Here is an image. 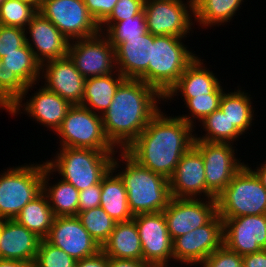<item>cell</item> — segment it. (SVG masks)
<instances>
[{"label":"cell","instance_id":"e575fe53","mask_svg":"<svg viewBox=\"0 0 266 267\" xmlns=\"http://www.w3.org/2000/svg\"><path fill=\"white\" fill-rule=\"evenodd\" d=\"M77 217L100 247L107 242L116 224L101 206L79 212Z\"/></svg>","mask_w":266,"mask_h":267},{"label":"cell","instance_id":"ee69618b","mask_svg":"<svg viewBox=\"0 0 266 267\" xmlns=\"http://www.w3.org/2000/svg\"><path fill=\"white\" fill-rule=\"evenodd\" d=\"M101 183L79 191L78 213L100 206Z\"/></svg>","mask_w":266,"mask_h":267},{"label":"cell","instance_id":"9a60e30c","mask_svg":"<svg viewBox=\"0 0 266 267\" xmlns=\"http://www.w3.org/2000/svg\"><path fill=\"white\" fill-rule=\"evenodd\" d=\"M133 219L140 236L143 261L168 266L173 263V267H179L173 262V240L163 211L137 214Z\"/></svg>","mask_w":266,"mask_h":267},{"label":"cell","instance_id":"c3c4849f","mask_svg":"<svg viewBox=\"0 0 266 267\" xmlns=\"http://www.w3.org/2000/svg\"><path fill=\"white\" fill-rule=\"evenodd\" d=\"M257 176V178L260 180L261 184L266 188V156L264 159V162L259 163L256 165V168H252V166L248 165V163H245Z\"/></svg>","mask_w":266,"mask_h":267},{"label":"cell","instance_id":"7a4b0ae2","mask_svg":"<svg viewBox=\"0 0 266 267\" xmlns=\"http://www.w3.org/2000/svg\"><path fill=\"white\" fill-rule=\"evenodd\" d=\"M163 101L164 97L143 80L125 79L102 115L107 139L117 150H125L162 109Z\"/></svg>","mask_w":266,"mask_h":267},{"label":"cell","instance_id":"30bf717a","mask_svg":"<svg viewBox=\"0 0 266 267\" xmlns=\"http://www.w3.org/2000/svg\"><path fill=\"white\" fill-rule=\"evenodd\" d=\"M193 146L203 157L206 199H216L229 185L235 174L245 165V162L238 158L236 155L238 149L231 143L194 140Z\"/></svg>","mask_w":266,"mask_h":267},{"label":"cell","instance_id":"8992f818","mask_svg":"<svg viewBox=\"0 0 266 267\" xmlns=\"http://www.w3.org/2000/svg\"><path fill=\"white\" fill-rule=\"evenodd\" d=\"M46 163L32 162L7 167L0 173V219L12 220L42 192Z\"/></svg>","mask_w":266,"mask_h":267},{"label":"cell","instance_id":"f907efd6","mask_svg":"<svg viewBox=\"0 0 266 267\" xmlns=\"http://www.w3.org/2000/svg\"><path fill=\"white\" fill-rule=\"evenodd\" d=\"M20 1L33 5L37 10L40 9L42 3V0H20Z\"/></svg>","mask_w":266,"mask_h":267},{"label":"cell","instance_id":"7c38bea8","mask_svg":"<svg viewBox=\"0 0 266 267\" xmlns=\"http://www.w3.org/2000/svg\"><path fill=\"white\" fill-rule=\"evenodd\" d=\"M38 12L70 41L100 33V25L89 13L84 0H42Z\"/></svg>","mask_w":266,"mask_h":267},{"label":"cell","instance_id":"60d3db41","mask_svg":"<svg viewBox=\"0 0 266 267\" xmlns=\"http://www.w3.org/2000/svg\"><path fill=\"white\" fill-rule=\"evenodd\" d=\"M198 266L200 267H244L242 256L230 251L224 245L214 251Z\"/></svg>","mask_w":266,"mask_h":267},{"label":"cell","instance_id":"d4e9b609","mask_svg":"<svg viewBox=\"0 0 266 267\" xmlns=\"http://www.w3.org/2000/svg\"><path fill=\"white\" fill-rule=\"evenodd\" d=\"M54 172L47 166L44 167L42 180V192L46 195L48 203L55 217L57 216H77L79 206V190L72 184L55 177ZM50 182V183H49Z\"/></svg>","mask_w":266,"mask_h":267},{"label":"cell","instance_id":"4fadbf2b","mask_svg":"<svg viewBox=\"0 0 266 267\" xmlns=\"http://www.w3.org/2000/svg\"><path fill=\"white\" fill-rule=\"evenodd\" d=\"M223 245V220L216 214L207 224L173 240V261L197 267Z\"/></svg>","mask_w":266,"mask_h":267},{"label":"cell","instance_id":"2e32d148","mask_svg":"<svg viewBox=\"0 0 266 267\" xmlns=\"http://www.w3.org/2000/svg\"><path fill=\"white\" fill-rule=\"evenodd\" d=\"M163 214L174 240L207 224L217 214V200L172 197Z\"/></svg>","mask_w":266,"mask_h":267},{"label":"cell","instance_id":"7dc6e473","mask_svg":"<svg viewBox=\"0 0 266 267\" xmlns=\"http://www.w3.org/2000/svg\"><path fill=\"white\" fill-rule=\"evenodd\" d=\"M146 264L143 260L108 257V267H144Z\"/></svg>","mask_w":266,"mask_h":267},{"label":"cell","instance_id":"ab89813d","mask_svg":"<svg viewBox=\"0 0 266 267\" xmlns=\"http://www.w3.org/2000/svg\"><path fill=\"white\" fill-rule=\"evenodd\" d=\"M26 44L25 30L0 24V59Z\"/></svg>","mask_w":266,"mask_h":267},{"label":"cell","instance_id":"5bb4252c","mask_svg":"<svg viewBox=\"0 0 266 267\" xmlns=\"http://www.w3.org/2000/svg\"><path fill=\"white\" fill-rule=\"evenodd\" d=\"M68 56L85 79L117 71L114 47L101 32L70 41Z\"/></svg>","mask_w":266,"mask_h":267},{"label":"cell","instance_id":"d6986e66","mask_svg":"<svg viewBox=\"0 0 266 267\" xmlns=\"http://www.w3.org/2000/svg\"><path fill=\"white\" fill-rule=\"evenodd\" d=\"M40 81L46 89L57 93L71 105H81L86 79L69 56L41 64Z\"/></svg>","mask_w":266,"mask_h":267},{"label":"cell","instance_id":"836d02e7","mask_svg":"<svg viewBox=\"0 0 266 267\" xmlns=\"http://www.w3.org/2000/svg\"><path fill=\"white\" fill-rule=\"evenodd\" d=\"M100 32L103 33L115 47L127 38L140 37L147 32L145 13L130 17L116 23H101Z\"/></svg>","mask_w":266,"mask_h":267},{"label":"cell","instance_id":"816d5d0a","mask_svg":"<svg viewBox=\"0 0 266 267\" xmlns=\"http://www.w3.org/2000/svg\"><path fill=\"white\" fill-rule=\"evenodd\" d=\"M144 267H173V266L172 265L168 266L163 264H146Z\"/></svg>","mask_w":266,"mask_h":267},{"label":"cell","instance_id":"44dd1931","mask_svg":"<svg viewBox=\"0 0 266 267\" xmlns=\"http://www.w3.org/2000/svg\"><path fill=\"white\" fill-rule=\"evenodd\" d=\"M25 33L27 45L41 64L68 56L70 40L40 12L32 17Z\"/></svg>","mask_w":266,"mask_h":267},{"label":"cell","instance_id":"cb8c5ba5","mask_svg":"<svg viewBox=\"0 0 266 267\" xmlns=\"http://www.w3.org/2000/svg\"><path fill=\"white\" fill-rule=\"evenodd\" d=\"M41 238L14 219H1L0 258L34 263Z\"/></svg>","mask_w":266,"mask_h":267},{"label":"cell","instance_id":"6da1fadb","mask_svg":"<svg viewBox=\"0 0 266 267\" xmlns=\"http://www.w3.org/2000/svg\"><path fill=\"white\" fill-rule=\"evenodd\" d=\"M165 113L161 109L124 151L141 166L169 179L194 145L195 128L178 115Z\"/></svg>","mask_w":266,"mask_h":267},{"label":"cell","instance_id":"7402d4cb","mask_svg":"<svg viewBox=\"0 0 266 267\" xmlns=\"http://www.w3.org/2000/svg\"><path fill=\"white\" fill-rule=\"evenodd\" d=\"M168 180L173 198L206 199L203 157L194 146L183 154Z\"/></svg>","mask_w":266,"mask_h":267},{"label":"cell","instance_id":"277c9868","mask_svg":"<svg viewBox=\"0 0 266 267\" xmlns=\"http://www.w3.org/2000/svg\"><path fill=\"white\" fill-rule=\"evenodd\" d=\"M52 157L45 160L46 166L62 180L82 191L101 183L112 168L117 151H99L89 148L60 147ZM58 172V173H57Z\"/></svg>","mask_w":266,"mask_h":267},{"label":"cell","instance_id":"b9f144b4","mask_svg":"<svg viewBox=\"0 0 266 267\" xmlns=\"http://www.w3.org/2000/svg\"><path fill=\"white\" fill-rule=\"evenodd\" d=\"M145 0H118L113 11L102 23H116L143 11Z\"/></svg>","mask_w":266,"mask_h":267},{"label":"cell","instance_id":"f546056e","mask_svg":"<svg viewBox=\"0 0 266 267\" xmlns=\"http://www.w3.org/2000/svg\"><path fill=\"white\" fill-rule=\"evenodd\" d=\"M246 0H194V21L200 28H219L227 25L240 14L239 10ZM233 18V19H232Z\"/></svg>","mask_w":266,"mask_h":267},{"label":"cell","instance_id":"603a6c76","mask_svg":"<svg viewBox=\"0 0 266 267\" xmlns=\"http://www.w3.org/2000/svg\"><path fill=\"white\" fill-rule=\"evenodd\" d=\"M154 35L148 31L140 37L127 38L114 47L117 71L125 79H140L148 84Z\"/></svg>","mask_w":266,"mask_h":267},{"label":"cell","instance_id":"9c48e42d","mask_svg":"<svg viewBox=\"0 0 266 267\" xmlns=\"http://www.w3.org/2000/svg\"><path fill=\"white\" fill-rule=\"evenodd\" d=\"M143 11L147 31L154 36L188 38L194 33V0H145Z\"/></svg>","mask_w":266,"mask_h":267},{"label":"cell","instance_id":"3957f363","mask_svg":"<svg viewBox=\"0 0 266 267\" xmlns=\"http://www.w3.org/2000/svg\"><path fill=\"white\" fill-rule=\"evenodd\" d=\"M117 154H114L112 169L123 181L133 216L163 211L172 199L169 180L141 166L124 150H118Z\"/></svg>","mask_w":266,"mask_h":267},{"label":"cell","instance_id":"e0dca14e","mask_svg":"<svg viewBox=\"0 0 266 267\" xmlns=\"http://www.w3.org/2000/svg\"><path fill=\"white\" fill-rule=\"evenodd\" d=\"M223 220V245L240 256L266 249V214Z\"/></svg>","mask_w":266,"mask_h":267},{"label":"cell","instance_id":"d590c367","mask_svg":"<svg viewBox=\"0 0 266 267\" xmlns=\"http://www.w3.org/2000/svg\"><path fill=\"white\" fill-rule=\"evenodd\" d=\"M222 95L223 94H204L196 96L195 98H190L182 105V107L185 105V109H187L185 112H189L187 114L183 113L182 115L178 114V116L196 130L198 129L196 126H198L206 116L219 109Z\"/></svg>","mask_w":266,"mask_h":267},{"label":"cell","instance_id":"f1b7e54d","mask_svg":"<svg viewBox=\"0 0 266 267\" xmlns=\"http://www.w3.org/2000/svg\"><path fill=\"white\" fill-rule=\"evenodd\" d=\"M100 206L116 223L133 219L128 206L126 188L120 176L112 168L101 180Z\"/></svg>","mask_w":266,"mask_h":267},{"label":"cell","instance_id":"484cf974","mask_svg":"<svg viewBox=\"0 0 266 267\" xmlns=\"http://www.w3.org/2000/svg\"><path fill=\"white\" fill-rule=\"evenodd\" d=\"M234 89V92L227 90L228 92L223 93L219 108L245 139V134H249L247 131L252 130L254 121H256L254 113L256 108L253 105V97L249 94L251 92L242 89L239 85Z\"/></svg>","mask_w":266,"mask_h":267},{"label":"cell","instance_id":"52a82bcc","mask_svg":"<svg viewBox=\"0 0 266 267\" xmlns=\"http://www.w3.org/2000/svg\"><path fill=\"white\" fill-rule=\"evenodd\" d=\"M216 200L221 218L266 214V188L246 164Z\"/></svg>","mask_w":266,"mask_h":267},{"label":"cell","instance_id":"7bdbcfd3","mask_svg":"<svg viewBox=\"0 0 266 267\" xmlns=\"http://www.w3.org/2000/svg\"><path fill=\"white\" fill-rule=\"evenodd\" d=\"M118 0H84L89 13L100 25L113 11Z\"/></svg>","mask_w":266,"mask_h":267},{"label":"cell","instance_id":"f6af8a7d","mask_svg":"<svg viewBox=\"0 0 266 267\" xmlns=\"http://www.w3.org/2000/svg\"><path fill=\"white\" fill-rule=\"evenodd\" d=\"M75 267H108V256L100 250L93 256L78 260Z\"/></svg>","mask_w":266,"mask_h":267},{"label":"cell","instance_id":"d6a6232c","mask_svg":"<svg viewBox=\"0 0 266 267\" xmlns=\"http://www.w3.org/2000/svg\"><path fill=\"white\" fill-rule=\"evenodd\" d=\"M199 127L205 131V133L202 135L200 133H196L195 130V140L199 141L212 143H231L234 145V142L239 141V139L244 137L233 126V124H231L227 116L224 115L220 108L206 116L200 122Z\"/></svg>","mask_w":266,"mask_h":267},{"label":"cell","instance_id":"681fc988","mask_svg":"<svg viewBox=\"0 0 266 267\" xmlns=\"http://www.w3.org/2000/svg\"><path fill=\"white\" fill-rule=\"evenodd\" d=\"M0 267H34V265L33 263H27L22 260L0 258Z\"/></svg>","mask_w":266,"mask_h":267},{"label":"cell","instance_id":"5b68a950","mask_svg":"<svg viewBox=\"0 0 266 267\" xmlns=\"http://www.w3.org/2000/svg\"><path fill=\"white\" fill-rule=\"evenodd\" d=\"M186 39L168 35L154 36L148 67V84L163 97L185 69L200 56L184 43Z\"/></svg>","mask_w":266,"mask_h":267},{"label":"cell","instance_id":"8d00e7d4","mask_svg":"<svg viewBox=\"0 0 266 267\" xmlns=\"http://www.w3.org/2000/svg\"><path fill=\"white\" fill-rule=\"evenodd\" d=\"M38 10L20 0H4L0 4V24L26 29L27 24Z\"/></svg>","mask_w":266,"mask_h":267},{"label":"cell","instance_id":"83f0119b","mask_svg":"<svg viewBox=\"0 0 266 267\" xmlns=\"http://www.w3.org/2000/svg\"><path fill=\"white\" fill-rule=\"evenodd\" d=\"M124 80L125 78L118 71L86 79L81 105L102 116L109 108L117 88Z\"/></svg>","mask_w":266,"mask_h":267},{"label":"cell","instance_id":"bcb514c9","mask_svg":"<svg viewBox=\"0 0 266 267\" xmlns=\"http://www.w3.org/2000/svg\"><path fill=\"white\" fill-rule=\"evenodd\" d=\"M244 267H266V249L242 256Z\"/></svg>","mask_w":266,"mask_h":267},{"label":"cell","instance_id":"4dcf8cb0","mask_svg":"<svg viewBox=\"0 0 266 267\" xmlns=\"http://www.w3.org/2000/svg\"><path fill=\"white\" fill-rule=\"evenodd\" d=\"M55 216L48 203L46 195L41 192L32 201L28 202L14 220L45 239L50 231Z\"/></svg>","mask_w":266,"mask_h":267},{"label":"cell","instance_id":"f35d334b","mask_svg":"<svg viewBox=\"0 0 266 267\" xmlns=\"http://www.w3.org/2000/svg\"><path fill=\"white\" fill-rule=\"evenodd\" d=\"M26 87L13 72L0 69V109L7 112L22 96Z\"/></svg>","mask_w":266,"mask_h":267},{"label":"cell","instance_id":"4316f807","mask_svg":"<svg viewBox=\"0 0 266 267\" xmlns=\"http://www.w3.org/2000/svg\"><path fill=\"white\" fill-rule=\"evenodd\" d=\"M101 250L112 258L143 260L140 236L134 219L116 223Z\"/></svg>","mask_w":266,"mask_h":267},{"label":"cell","instance_id":"8fae6325","mask_svg":"<svg viewBox=\"0 0 266 267\" xmlns=\"http://www.w3.org/2000/svg\"><path fill=\"white\" fill-rule=\"evenodd\" d=\"M36 84L39 86V83L28 85L22 96L7 112H9L11 116H18L23 113L25 115L27 114L30 119H33L32 121H37V124L39 123V125L41 124L43 127L47 128V130L50 129L55 133L72 105L64 98H61L57 93L46 89L42 84L38 89L35 87ZM34 87L37 90H34L33 94L32 91ZM29 91L32 93L31 96L28 94ZM27 94L29 96H27Z\"/></svg>","mask_w":266,"mask_h":267},{"label":"cell","instance_id":"ffe728a7","mask_svg":"<svg viewBox=\"0 0 266 267\" xmlns=\"http://www.w3.org/2000/svg\"><path fill=\"white\" fill-rule=\"evenodd\" d=\"M205 62V59L198 56L185 69L175 85L164 96L165 105L166 102L169 105L168 101L171 103V100H179V95L183 97L181 98L183 103H186L190 98H195L196 96L223 94L227 90L221 84V79H218L217 75H215L217 73H214L210 67L208 68Z\"/></svg>","mask_w":266,"mask_h":267},{"label":"cell","instance_id":"1f68e13d","mask_svg":"<svg viewBox=\"0 0 266 267\" xmlns=\"http://www.w3.org/2000/svg\"><path fill=\"white\" fill-rule=\"evenodd\" d=\"M0 69L13 72L26 86L39 83L41 63L27 43L0 59Z\"/></svg>","mask_w":266,"mask_h":267},{"label":"cell","instance_id":"ac0fdd59","mask_svg":"<svg viewBox=\"0 0 266 267\" xmlns=\"http://www.w3.org/2000/svg\"><path fill=\"white\" fill-rule=\"evenodd\" d=\"M45 240L76 261L93 256L101 250L77 216L55 217Z\"/></svg>","mask_w":266,"mask_h":267},{"label":"cell","instance_id":"74e56055","mask_svg":"<svg viewBox=\"0 0 266 267\" xmlns=\"http://www.w3.org/2000/svg\"><path fill=\"white\" fill-rule=\"evenodd\" d=\"M76 260L60 248L41 239L34 267H75Z\"/></svg>","mask_w":266,"mask_h":267},{"label":"cell","instance_id":"ba28073f","mask_svg":"<svg viewBox=\"0 0 266 267\" xmlns=\"http://www.w3.org/2000/svg\"><path fill=\"white\" fill-rule=\"evenodd\" d=\"M55 134L59 137V140L56 139L59 148L73 147L118 151L104 133L102 116L82 105H72L69 108Z\"/></svg>","mask_w":266,"mask_h":267}]
</instances>
